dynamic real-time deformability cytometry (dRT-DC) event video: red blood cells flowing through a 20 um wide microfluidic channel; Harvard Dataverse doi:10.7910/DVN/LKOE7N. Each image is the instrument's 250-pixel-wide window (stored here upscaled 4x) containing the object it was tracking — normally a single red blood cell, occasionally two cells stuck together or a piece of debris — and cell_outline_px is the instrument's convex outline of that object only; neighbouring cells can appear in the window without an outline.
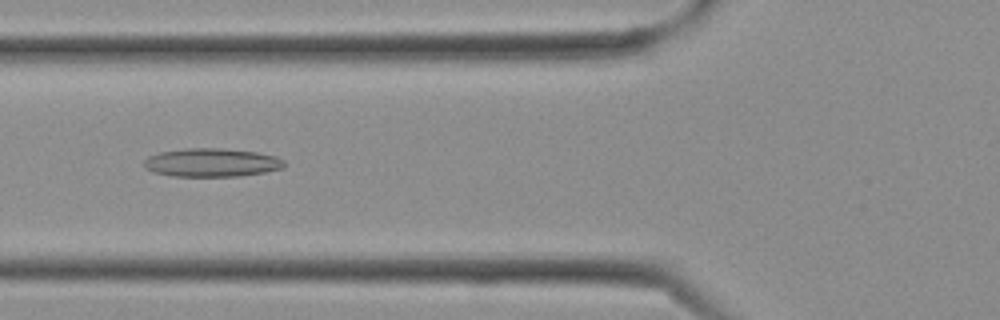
{"species": "Egyptian fruit bat (a non-hibernating species)", "species_latin": "Rousettus aegyptiacus", "temperature_condition": "cold", "stored_images_in_passage": 8, "camera_frame_rate_fps": 3000, "um_per_image_px": 0.085, "frame": {"image": 1, "passage_image": 3, "time_ms": 0.667, "image_size_px": [1000, 320], "cell_outline_px": [[284, 168], [264, 172], [240, 176], [172, 176], [152, 172], [144, 168], [144, 160], [148, 156], [160, 152], [184, 148], [224, 148], [256, 152], [276, 156], [284, 160]], "centroid_in_image_um": [17.97, 13.81], "position_along_channel_um": 107.8, "area_um2": 23.41}}
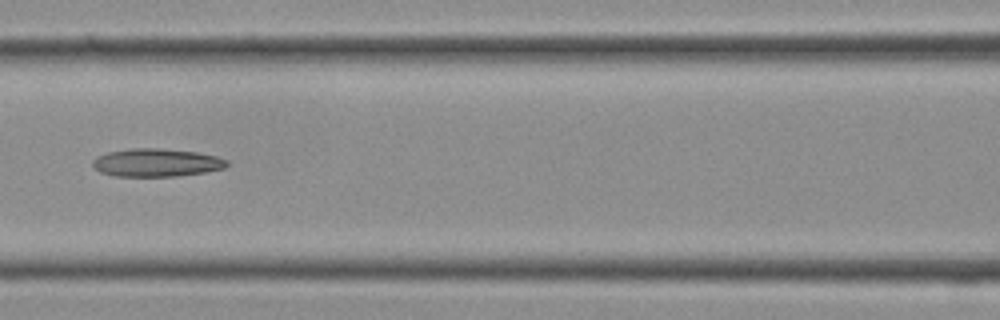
{"frame": {"image": 2, "passage_image": 5, "time_ms": 1.333, "image_size_px": [1000, 320], "cell_outline_px": [[228, 164], [224, 168], [204, 172], [180, 176], [112, 176], [100, 172], [92, 164], [92, 160], [96, 156], [108, 152], [132, 148], [160, 148], [196, 152], [216, 156], [228, 160]], "centroid_in_image_um": [13.28, 13.82], "position_along_channel_um": 153.3, "area_um2": 21.96}}
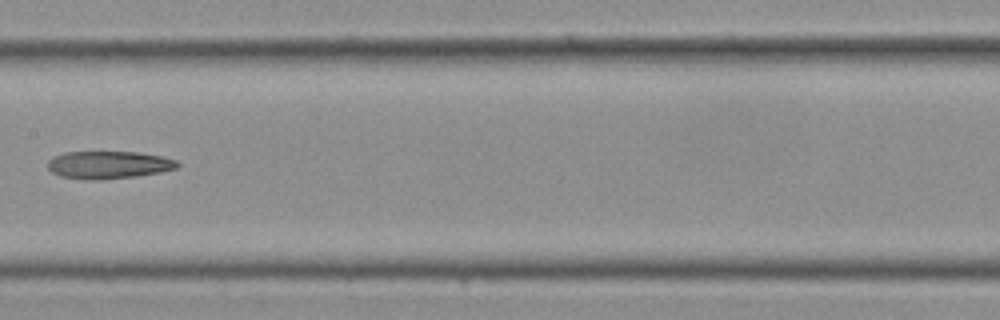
{"frame": {"image": 3, "passage_image": 7, "time_ms": 2.0, "image_size_px": [1000, 320], "cell_outline_px": [[180, 164], [176, 168], [160, 172], [136, 176], [100, 180], [92, 180], [60, 176], [52, 172], [48, 168], [48, 160], [52, 156], [64, 152], [136, 152], [160, 156], [176, 160]], "centroid_in_image_um": [9.2, 14.01], "position_along_channel_um": 198.2, "area_um2": 20.81}}